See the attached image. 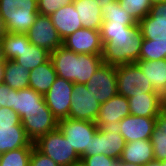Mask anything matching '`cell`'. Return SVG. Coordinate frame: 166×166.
<instances>
[{"mask_svg": "<svg viewBox=\"0 0 166 166\" xmlns=\"http://www.w3.org/2000/svg\"><path fill=\"white\" fill-rule=\"evenodd\" d=\"M100 35L103 63L118 66L139 60L143 41L139 24L127 26L117 22H103Z\"/></svg>", "mask_w": 166, "mask_h": 166, "instance_id": "6da1fadb", "label": "cell"}, {"mask_svg": "<svg viewBox=\"0 0 166 166\" xmlns=\"http://www.w3.org/2000/svg\"><path fill=\"white\" fill-rule=\"evenodd\" d=\"M138 24L143 35L139 60L166 59V1L153 4Z\"/></svg>", "mask_w": 166, "mask_h": 166, "instance_id": "7a4b0ae2", "label": "cell"}, {"mask_svg": "<svg viewBox=\"0 0 166 166\" xmlns=\"http://www.w3.org/2000/svg\"><path fill=\"white\" fill-rule=\"evenodd\" d=\"M50 59L57 76L74 84H86L103 63L102 55L77 54L63 45L50 53Z\"/></svg>", "mask_w": 166, "mask_h": 166, "instance_id": "3957f363", "label": "cell"}, {"mask_svg": "<svg viewBox=\"0 0 166 166\" xmlns=\"http://www.w3.org/2000/svg\"><path fill=\"white\" fill-rule=\"evenodd\" d=\"M37 15V0H0V18L6 33L25 34Z\"/></svg>", "mask_w": 166, "mask_h": 166, "instance_id": "277c9868", "label": "cell"}, {"mask_svg": "<svg viewBox=\"0 0 166 166\" xmlns=\"http://www.w3.org/2000/svg\"><path fill=\"white\" fill-rule=\"evenodd\" d=\"M22 147H34L26 135L20 116L11 108H0V154Z\"/></svg>", "mask_w": 166, "mask_h": 166, "instance_id": "5b68a950", "label": "cell"}, {"mask_svg": "<svg viewBox=\"0 0 166 166\" xmlns=\"http://www.w3.org/2000/svg\"><path fill=\"white\" fill-rule=\"evenodd\" d=\"M34 147L60 166H72L81 161L80 155L58 128L39 137L34 142Z\"/></svg>", "mask_w": 166, "mask_h": 166, "instance_id": "8992f818", "label": "cell"}, {"mask_svg": "<svg viewBox=\"0 0 166 166\" xmlns=\"http://www.w3.org/2000/svg\"><path fill=\"white\" fill-rule=\"evenodd\" d=\"M57 128L80 158L90 156L91 138L98 130L96 122L67 118L59 120Z\"/></svg>", "mask_w": 166, "mask_h": 166, "instance_id": "52a82bcc", "label": "cell"}, {"mask_svg": "<svg viewBox=\"0 0 166 166\" xmlns=\"http://www.w3.org/2000/svg\"><path fill=\"white\" fill-rule=\"evenodd\" d=\"M117 92L127 98L144 95V93H158L154 90L137 63L116 66Z\"/></svg>", "mask_w": 166, "mask_h": 166, "instance_id": "ba28073f", "label": "cell"}, {"mask_svg": "<svg viewBox=\"0 0 166 166\" xmlns=\"http://www.w3.org/2000/svg\"><path fill=\"white\" fill-rule=\"evenodd\" d=\"M85 85L99 104L107 102L118 94L116 66L102 63Z\"/></svg>", "mask_w": 166, "mask_h": 166, "instance_id": "9c48e42d", "label": "cell"}, {"mask_svg": "<svg viewBox=\"0 0 166 166\" xmlns=\"http://www.w3.org/2000/svg\"><path fill=\"white\" fill-rule=\"evenodd\" d=\"M73 88L72 81L57 77L44 95L45 103L58 121L69 117Z\"/></svg>", "mask_w": 166, "mask_h": 166, "instance_id": "30bf717a", "label": "cell"}, {"mask_svg": "<svg viewBox=\"0 0 166 166\" xmlns=\"http://www.w3.org/2000/svg\"><path fill=\"white\" fill-rule=\"evenodd\" d=\"M25 34L33 45L44 48L50 53L63 45V40L48 15L38 13L34 24Z\"/></svg>", "mask_w": 166, "mask_h": 166, "instance_id": "8fae6325", "label": "cell"}, {"mask_svg": "<svg viewBox=\"0 0 166 166\" xmlns=\"http://www.w3.org/2000/svg\"><path fill=\"white\" fill-rule=\"evenodd\" d=\"M100 110V104L95 100L85 84H74L69 117L76 120L95 122Z\"/></svg>", "mask_w": 166, "mask_h": 166, "instance_id": "7c38bea8", "label": "cell"}, {"mask_svg": "<svg viewBox=\"0 0 166 166\" xmlns=\"http://www.w3.org/2000/svg\"><path fill=\"white\" fill-rule=\"evenodd\" d=\"M125 143L124 137L118 132L117 127L98 128L91 138L90 156L104 154L120 159Z\"/></svg>", "mask_w": 166, "mask_h": 166, "instance_id": "4fadbf2b", "label": "cell"}, {"mask_svg": "<svg viewBox=\"0 0 166 166\" xmlns=\"http://www.w3.org/2000/svg\"><path fill=\"white\" fill-rule=\"evenodd\" d=\"M20 119L26 135L32 142L54 131L58 126V120L50 109H33L26 112Z\"/></svg>", "mask_w": 166, "mask_h": 166, "instance_id": "5bb4252c", "label": "cell"}, {"mask_svg": "<svg viewBox=\"0 0 166 166\" xmlns=\"http://www.w3.org/2000/svg\"><path fill=\"white\" fill-rule=\"evenodd\" d=\"M63 46L77 54L102 55L100 30L80 28L63 40Z\"/></svg>", "mask_w": 166, "mask_h": 166, "instance_id": "9a60e30c", "label": "cell"}, {"mask_svg": "<svg viewBox=\"0 0 166 166\" xmlns=\"http://www.w3.org/2000/svg\"><path fill=\"white\" fill-rule=\"evenodd\" d=\"M128 115H130L128 98L117 94L107 102L100 104L95 122L98 128L117 127V124Z\"/></svg>", "mask_w": 166, "mask_h": 166, "instance_id": "2e32d148", "label": "cell"}, {"mask_svg": "<svg viewBox=\"0 0 166 166\" xmlns=\"http://www.w3.org/2000/svg\"><path fill=\"white\" fill-rule=\"evenodd\" d=\"M156 118L128 115L117 124L118 132L125 142L149 140L153 133Z\"/></svg>", "mask_w": 166, "mask_h": 166, "instance_id": "e0dca14e", "label": "cell"}, {"mask_svg": "<svg viewBox=\"0 0 166 166\" xmlns=\"http://www.w3.org/2000/svg\"><path fill=\"white\" fill-rule=\"evenodd\" d=\"M52 23L62 40L82 28V23L73 3L59 8L50 15Z\"/></svg>", "mask_w": 166, "mask_h": 166, "instance_id": "ac0fdd59", "label": "cell"}, {"mask_svg": "<svg viewBox=\"0 0 166 166\" xmlns=\"http://www.w3.org/2000/svg\"><path fill=\"white\" fill-rule=\"evenodd\" d=\"M11 109L20 118L33 109H49L45 103L44 96L30 87L21 90L12 89Z\"/></svg>", "mask_w": 166, "mask_h": 166, "instance_id": "d6986e66", "label": "cell"}, {"mask_svg": "<svg viewBox=\"0 0 166 166\" xmlns=\"http://www.w3.org/2000/svg\"><path fill=\"white\" fill-rule=\"evenodd\" d=\"M130 115L157 118L161 112L162 98L160 93H144L128 98Z\"/></svg>", "mask_w": 166, "mask_h": 166, "instance_id": "ffe728a7", "label": "cell"}, {"mask_svg": "<svg viewBox=\"0 0 166 166\" xmlns=\"http://www.w3.org/2000/svg\"><path fill=\"white\" fill-rule=\"evenodd\" d=\"M120 161L139 166H146L150 162H153L154 151L150 139L126 142Z\"/></svg>", "mask_w": 166, "mask_h": 166, "instance_id": "44dd1931", "label": "cell"}, {"mask_svg": "<svg viewBox=\"0 0 166 166\" xmlns=\"http://www.w3.org/2000/svg\"><path fill=\"white\" fill-rule=\"evenodd\" d=\"M50 59V52L44 48L33 45L26 34H22V50L14 60L20 66L31 71Z\"/></svg>", "mask_w": 166, "mask_h": 166, "instance_id": "7402d4cb", "label": "cell"}, {"mask_svg": "<svg viewBox=\"0 0 166 166\" xmlns=\"http://www.w3.org/2000/svg\"><path fill=\"white\" fill-rule=\"evenodd\" d=\"M83 28L100 30L103 23L101 7L97 0H73Z\"/></svg>", "mask_w": 166, "mask_h": 166, "instance_id": "603a6c76", "label": "cell"}, {"mask_svg": "<svg viewBox=\"0 0 166 166\" xmlns=\"http://www.w3.org/2000/svg\"><path fill=\"white\" fill-rule=\"evenodd\" d=\"M57 77L52 60L49 59L30 71L29 87L44 96Z\"/></svg>", "mask_w": 166, "mask_h": 166, "instance_id": "cb8c5ba5", "label": "cell"}, {"mask_svg": "<svg viewBox=\"0 0 166 166\" xmlns=\"http://www.w3.org/2000/svg\"><path fill=\"white\" fill-rule=\"evenodd\" d=\"M155 91L162 93L166 90V59L138 60L136 62Z\"/></svg>", "mask_w": 166, "mask_h": 166, "instance_id": "d4e9b609", "label": "cell"}, {"mask_svg": "<svg viewBox=\"0 0 166 166\" xmlns=\"http://www.w3.org/2000/svg\"><path fill=\"white\" fill-rule=\"evenodd\" d=\"M30 71L20 66L14 60L4 62V80L11 89L21 90L29 87Z\"/></svg>", "mask_w": 166, "mask_h": 166, "instance_id": "484cf974", "label": "cell"}, {"mask_svg": "<svg viewBox=\"0 0 166 166\" xmlns=\"http://www.w3.org/2000/svg\"><path fill=\"white\" fill-rule=\"evenodd\" d=\"M150 141L154 151V161L166 160V116L162 112L156 118Z\"/></svg>", "mask_w": 166, "mask_h": 166, "instance_id": "4316f807", "label": "cell"}, {"mask_svg": "<svg viewBox=\"0 0 166 166\" xmlns=\"http://www.w3.org/2000/svg\"><path fill=\"white\" fill-rule=\"evenodd\" d=\"M103 22H117L127 26L138 24L127 12L120 7L118 0L101 7Z\"/></svg>", "mask_w": 166, "mask_h": 166, "instance_id": "83f0119b", "label": "cell"}, {"mask_svg": "<svg viewBox=\"0 0 166 166\" xmlns=\"http://www.w3.org/2000/svg\"><path fill=\"white\" fill-rule=\"evenodd\" d=\"M33 147H22L0 154V166H29Z\"/></svg>", "mask_w": 166, "mask_h": 166, "instance_id": "f1b7e54d", "label": "cell"}, {"mask_svg": "<svg viewBox=\"0 0 166 166\" xmlns=\"http://www.w3.org/2000/svg\"><path fill=\"white\" fill-rule=\"evenodd\" d=\"M118 2L137 23L149 14L152 7L149 0H118Z\"/></svg>", "mask_w": 166, "mask_h": 166, "instance_id": "f546056e", "label": "cell"}, {"mask_svg": "<svg viewBox=\"0 0 166 166\" xmlns=\"http://www.w3.org/2000/svg\"><path fill=\"white\" fill-rule=\"evenodd\" d=\"M1 41L5 60H15L22 50V34L5 33Z\"/></svg>", "mask_w": 166, "mask_h": 166, "instance_id": "4dcf8cb0", "label": "cell"}, {"mask_svg": "<svg viewBox=\"0 0 166 166\" xmlns=\"http://www.w3.org/2000/svg\"><path fill=\"white\" fill-rule=\"evenodd\" d=\"M81 162L85 166H120V159L108 157L104 154H97L93 156H85L81 158Z\"/></svg>", "mask_w": 166, "mask_h": 166, "instance_id": "1f68e13d", "label": "cell"}, {"mask_svg": "<svg viewBox=\"0 0 166 166\" xmlns=\"http://www.w3.org/2000/svg\"><path fill=\"white\" fill-rule=\"evenodd\" d=\"M38 13L50 16L62 6L73 3V0H37Z\"/></svg>", "mask_w": 166, "mask_h": 166, "instance_id": "d6a6232c", "label": "cell"}, {"mask_svg": "<svg viewBox=\"0 0 166 166\" xmlns=\"http://www.w3.org/2000/svg\"><path fill=\"white\" fill-rule=\"evenodd\" d=\"M29 166H60L33 147Z\"/></svg>", "mask_w": 166, "mask_h": 166, "instance_id": "836d02e7", "label": "cell"}, {"mask_svg": "<svg viewBox=\"0 0 166 166\" xmlns=\"http://www.w3.org/2000/svg\"><path fill=\"white\" fill-rule=\"evenodd\" d=\"M12 89L5 83L0 84V105L11 108Z\"/></svg>", "mask_w": 166, "mask_h": 166, "instance_id": "e575fe53", "label": "cell"}, {"mask_svg": "<svg viewBox=\"0 0 166 166\" xmlns=\"http://www.w3.org/2000/svg\"><path fill=\"white\" fill-rule=\"evenodd\" d=\"M6 60L4 58V54H3V46H2V41L0 38V63H4Z\"/></svg>", "mask_w": 166, "mask_h": 166, "instance_id": "d590c367", "label": "cell"}, {"mask_svg": "<svg viewBox=\"0 0 166 166\" xmlns=\"http://www.w3.org/2000/svg\"><path fill=\"white\" fill-rule=\"evenodd\" d=\"M4 80V63H0V84L3 83Z\"/></svg>", "mask_w": 166, "mask_h": 166, "instance_id": "8d00e7d4", "label": "cell"}, {"mask_svg": "<svg viewBox=\"0 0 166 166\" xmlns=\"http://www.w3.org/2000/svg\"><path fill=\"white\" fill-rule=\"evenodd\" d=\"M98 1V4L100 7H103L107 4H109L110 2H113V1H116V0H97Z\"/></svg>", "mask_w": 166, "mask_h": 166, "instance_id": "74e56055", "label": "cell"}, {"mask_svg": "<svg viewBox=\"0 0 166 166\" xmlns=\"http://www.w3.org/2000/svg\"><path fill=\"white\" fill-rule=\"evenodd\" d=\"M6 33L5 28H4V24L0 18V38H2V36Z\"/></svg>", "mask_w": 166, "mask_h": 166, "instance_id": "f35d334b", "label": "cell"}, {"mask_svg": "<svg viewBox=\"0 0 166 166\" xmlns=\"http://www.w3.org/2000/svg\"><path fill=\"white\" fill-rule=\"evenodd\" d=\"M146 166H166V165H161V161H153L147 164Z\"/></svg>", "mask_w": 166, "mask_h": 166, "instance_id": "ab89813d", "label": "cell"}, {"mask_svg": "<svg viewBox=\"0 0 166 166\" xmlns=\"http://www.w3.org/2000/svg\"><path fill=\"white\" fill-rule=\"evenodd\" d=\"M161 98H162L161 105H166V90L162 93Z\"/></svg>", "mask_w": 166, "mask_h": 166, "instance_id": "60d3db41", "label": "cell"}, {"mask_svg": "<svg viewBox=\"0 0 166 166\" xmlns=\"http://www.w3.org/2000/svg\"><path fill=\"white\" fill-rule=\"evenodd\" d=\"M120 166H139V165L132 164V163H125V162L121 161V165Z\"/></svg>", "mask_w": 166, "mask_h": 166, "instance_id": "b9f144b4", "label": "cell"}, {"mask_svg": "<svg viewBox=\"0 0 166 166\" xmlns=\"http://www.w3.org/2000/svg\"><path fill=\"white\" fill-rule=\"evenodd\" d=\"M149 1L153 5V4H156V3H161V2L166 1V0H149Z\"/></svg>", "mask_w": 166, "mask_h": 166, "instance_id": "7bdbcfd3", "label": "cell"}, {"mask_svg": "<svg viewBox=\"0 0 166 166\" xmlns=\"http://www.w3.org/2000/svg\"><path fill=\"white\" fill-rule=\"evenodd\" d=\"M161 112L166 116V105H161Z\"/></svg>", "mask_w": 166, "mask_h": 166, "instance_id": "ee69618b", "label": "cell"}, {"mask_svg": "<svg viewBox=\"0 0 166 166\" xmlns=\"http://www.w3.org/2000/svg\"><path fill=\"white\" fill-rule=\"evenodd\" d=\"M72 166H85V165L80 161V162L75 163V164L72 165Z\"/></svg>", "mask_w": 166, "mask_h": 166, "instance_id": "f6af8a7d", "label": "cell"}, {"mask_svg": "<svg viewBox=\"0 0 166 166\" xmlns=\"http://www.w3.org/2000/svg\"><path fill=\"white\" fill-rule=\"evenodd\" d=\"M161 165H166V160L161 161Z\"/></svg>", "mask_w": 166, "mask_h": 166, "instance_id": "bcb514c9", "label": "cell"}]
</instances>
